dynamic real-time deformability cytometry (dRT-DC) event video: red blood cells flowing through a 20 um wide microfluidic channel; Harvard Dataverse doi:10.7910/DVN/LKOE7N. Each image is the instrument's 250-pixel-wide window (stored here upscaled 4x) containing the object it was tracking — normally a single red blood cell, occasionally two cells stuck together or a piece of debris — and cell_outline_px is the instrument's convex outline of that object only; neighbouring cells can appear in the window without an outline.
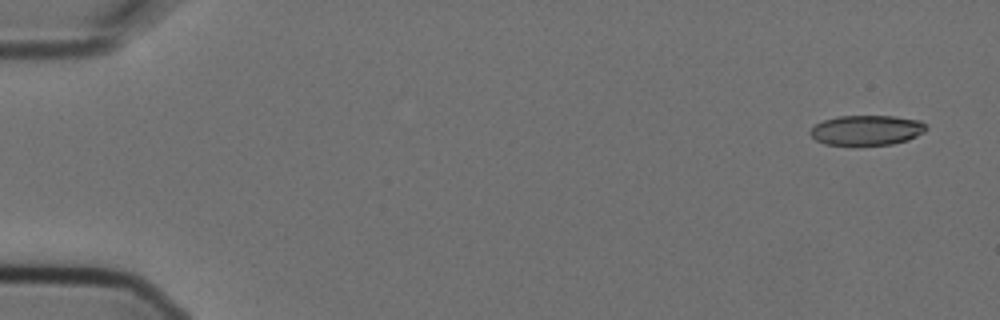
{"species": "Egyptian fruit bat (a non-hibernating species)", "species_latin": "Rousettus aegyptiacus", "temperature_condition": "cold", "stored_images_in_passage": 5, "camera_frame_rate_fps": 3000, "um_per_image_px": 0.085, "animal": {"sex": "female"}, "frame": {"image": 1, "passage_image": 1, "time_ms": 0.0, "image_size_px": [1000, 320], "cell_outline_px": [[928, 128], [924, 132], [908, 140], [892, 144], [824, 144], [816, 140], [808, 132], [816, 124], [824, 120], [836, 116], [896, 116], [920, 120]], "centroid_in_image_um": [73.68, 11.05], "position_along_channel_um": 11.3, "area_um2": 20.11}}
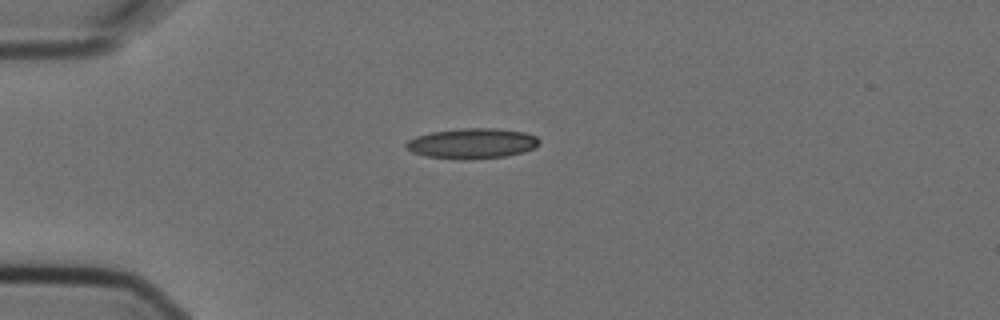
{"frame": {"image": 2, "passage_image": 4, "time_ms": 1.0, "image_size_px": [1000, 320], "cell_outline_px": [[540, 144], [536, 148], [524, 152], [504, 156], [468, 160], [424, 156], [412, 152], [404, 148], [404, 144], [408, 140], [416, 136], [432, 132], [460, 128], [496, 128], [524, 132], [536, 136], [540, 140]], "centroid_in_image_um": [40.13, 12.19], "position_along_channel_um": 44.9, "area_um2": 23.76}}